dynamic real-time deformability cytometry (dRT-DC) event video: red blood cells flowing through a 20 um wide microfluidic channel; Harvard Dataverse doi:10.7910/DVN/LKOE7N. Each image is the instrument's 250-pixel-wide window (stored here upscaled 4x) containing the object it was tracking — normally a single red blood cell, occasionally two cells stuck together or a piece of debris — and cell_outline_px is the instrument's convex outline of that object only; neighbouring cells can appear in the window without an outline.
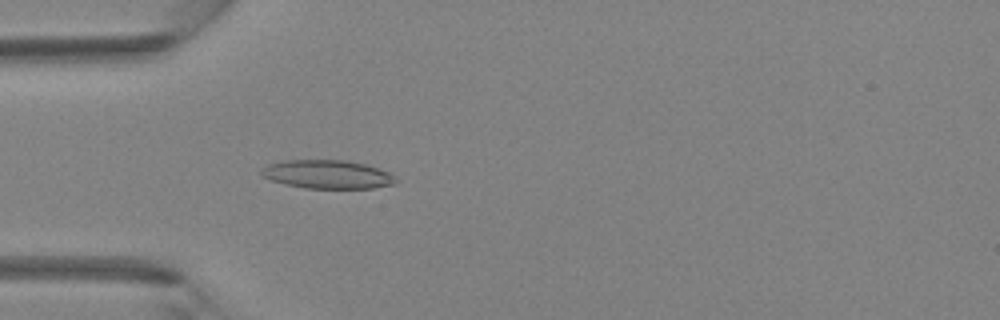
{"species": "Egyptian fruit bat (a non-hibernating species)", "species_latin": "Rousettus aegyptiacus", "temperature_condition": "room temperature", "stored_images_in_passage": 42, "camera_frame_rate_fps": 3000, "um_per_image_px": 0.085, "animal": {"sex": "female"}, "frame": {"image": 1, "passage_image": 12, "time_ms": 3.667, "image_size_px": [1000, 320], "cell_outline_px": [[396, 184], [372, 188], [304, 188], [272, 180], [260, 176], [260, 168], [268, 164], [284, 160], [344, 160], [364, 164], [388, 172], [396, 176]], "centroid_in_image_um": [27.81, 14.82], "position_along_channel_um": 57.2, "area_um2": 22.31}}
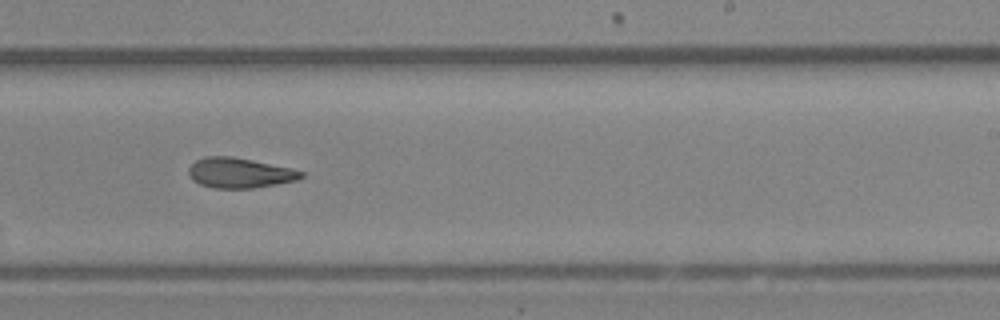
{"frame": {"image": 2, "passage_image": 26, "time_ms": 8.333, "image_size_px": [1000, 320], "cell_outline_px": [[304, 176], [296, 180], [276, 184], [252, 188], [212, 188], [200, 184], [192, 180], [188, 172], [188, 168], [196, 160], [204, 156], [232, 156], [292, 168], [304, 172]], "centroid_in_image_um": [20.35, 14.69], "position_along_channel_um": 268.7, "area_um2": 19.77}}
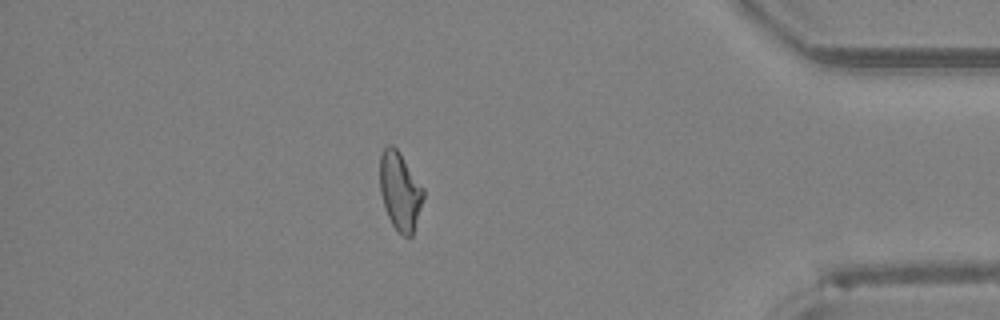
{"frame": {"image": 3, "passage_image": 37, "time_ms": 12.0, "image_size_px": [1000, 320], "cell_outline_px": [[424, 196], [412, 236], [404, 236], [396, 232], [388, 216], [380, 192], [380, 156], [384, 148], [388, 144], [392, 144], [400, 152], [424, 188]], "centroid_in_image_um": [34.0, 16.23], "position_along_channel_um": 401.2, "area_um2": 19.83}}